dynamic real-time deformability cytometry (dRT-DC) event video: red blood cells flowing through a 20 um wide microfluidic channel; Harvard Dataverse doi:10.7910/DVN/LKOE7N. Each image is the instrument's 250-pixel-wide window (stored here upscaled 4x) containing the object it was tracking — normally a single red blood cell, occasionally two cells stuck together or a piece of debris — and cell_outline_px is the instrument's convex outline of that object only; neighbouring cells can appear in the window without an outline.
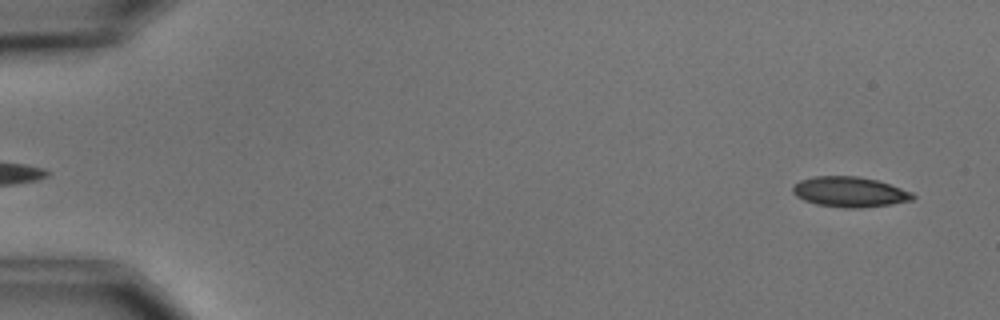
{"species": "common noctule bat (a hibernating species)", "species_latin": "Nyctalus noctula", "temperature_condition": "cold", "stored_images_in_passage": 5, "segment_of_instrument_passage": [2, 2], "camera_frame_rate_fps": 3000, "um_per_image_px": 0.085, "animal": {"sex": "male", "body_mass_g": 15.6}, "frame": {"image": 1, "passage_image": 5, "time_ms": 5.667, "image_size_px": [1000, 320], "cell_outline_px": [[916, 196], [912, 200], [892, 204], [860, 208], [844, 208], [816, 204], [804, 200], [796, 196], [792, 192], [792, 188], [800, 180], [812, 176], [856, 176], [876, 180], [912, 192]], "centroid_in_image_um": [72.21, 16.32], "position_along_channel_um": 12.8, "area_um2": 21.1}}